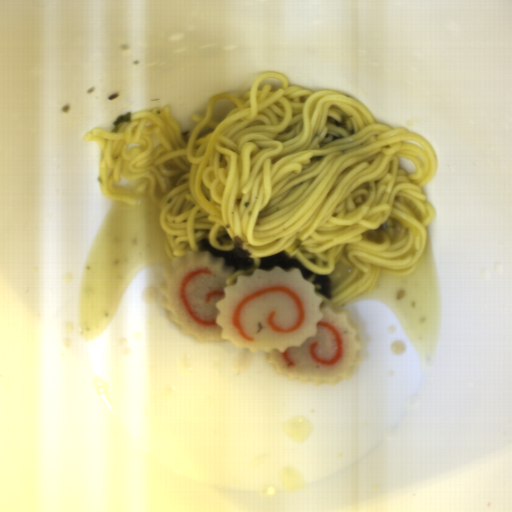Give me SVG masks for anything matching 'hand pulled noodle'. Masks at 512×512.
I'll use <instances>...</instances> for the list:
<instances>
[{
    "mask_svg": "<svg viewBox=\"0 0 512 512\" xmlns=\"http://www.w3.org/2000/svg\"><path fill=\"white\" fill-rule=\"evenodd\" d=\"M195 125L179 129L169 107L129 114L99 142L103 197L136 206L149 201L169 260L234 248L239 236L254 258L285 251L329 278L333 311L374 290L383 275L414 271L434 208L422 187L439 161L432 145L405 127L375 121L358 100L311 92L266 70L241 98L212 97Z\"/></svg>",
    "mask_w": 512,
    "mask_h": 512,
    "instance_id": "obj_1",
    "label": "hand pulled noodle"
}]
</instances>
